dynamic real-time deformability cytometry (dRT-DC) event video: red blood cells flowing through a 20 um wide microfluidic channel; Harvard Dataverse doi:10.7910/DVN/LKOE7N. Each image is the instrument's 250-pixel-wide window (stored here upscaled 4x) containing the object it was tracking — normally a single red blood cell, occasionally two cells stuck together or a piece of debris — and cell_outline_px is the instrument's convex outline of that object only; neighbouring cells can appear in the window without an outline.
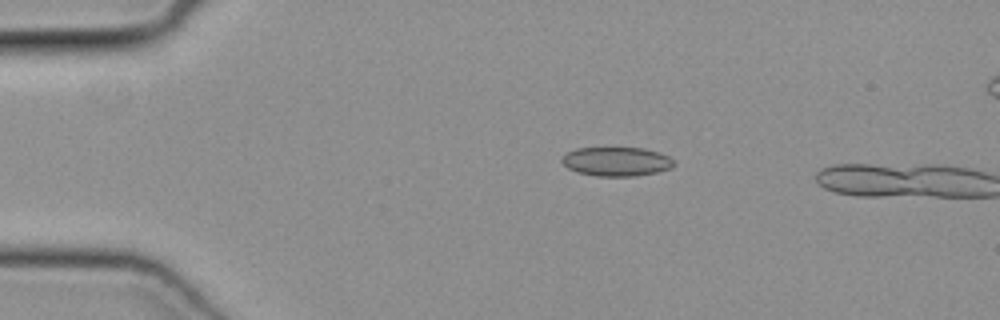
{"species": "common noctule bat (a hibernating species)", "species_latin": "Nyctalus noctula", "temperature_condition": "cold", "stored_images_in_passage": 3, "camera_frame_rate_fps": 3000, "um_per_image_px": 0.085, "animal": {"sex": "female", "body_mass_g": 19.3, "forearm_length_mm": 54.1}, "frame": {"image": 1, "passage_image": 1, "time_ms": 0.0, "image_size_px": [1000, 320], "cell_outline_px": [[672, 168], [656, 172], [636, 176], [596, 176], [576, 172], [568, 168], [560, 160], [568, 152], [576, 148], [644, 148], [668, 156], [672, 160]], "centroid_in_image_um": [52.37, 13.74], "position_along_channel_um": 32.6, "area_um2": 18.79}}